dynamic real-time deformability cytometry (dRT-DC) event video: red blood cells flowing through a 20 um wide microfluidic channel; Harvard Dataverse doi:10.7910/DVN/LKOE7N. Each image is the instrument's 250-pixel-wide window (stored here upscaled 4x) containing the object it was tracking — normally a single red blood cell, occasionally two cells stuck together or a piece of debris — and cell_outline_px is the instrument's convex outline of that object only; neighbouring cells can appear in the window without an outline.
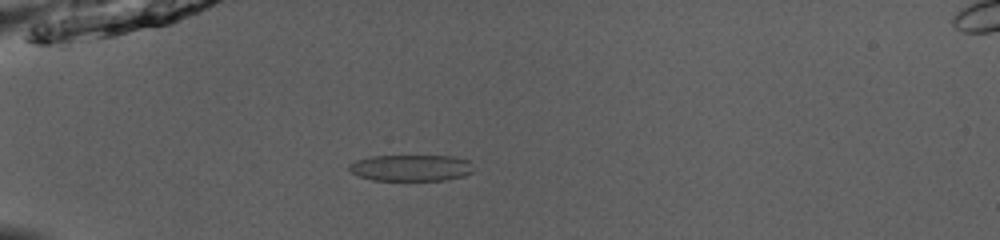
{"species": "common noctule bat (a hibernating species)", "species_latin": "Nyctalus noctula", "temperature_condition": "room temperature", "stored_images_in_passage": 52, "camera_frame_rate_fps": 3000, "um_per_image_px": 0.085, "animal": {"sex": "male", "body_mass_g": 13.0, "forearm_length_mm": 53.1}, "frame": {"image": 1, "passage_image": 16, "time_ms": 5.0, "image_size_px": [1000, 240], "cell_outline_px": [[472, 172], [464, 176], [444, 180], [372, 180], [360, 176], [352, 172], [348, 168], [348, 164], [356, 160], [372, 156], [456, 156], [468, 160]], "centroid_in_image_um": [34.92, 14.26], "position_along_channel_um": 50.1, "area_um2": 19.02}}
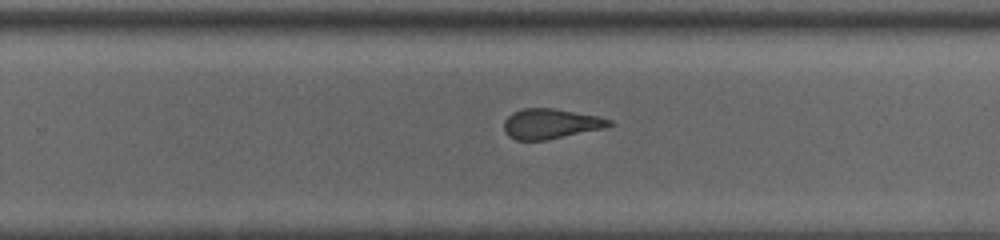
{"frame": {"image": 2, "passage_image": 35, "time_ms": 11.333, "image_size_px": [1000, 240], "cell_outline_px": [[616, 124], [604, 128], [548, 140], [516, 140], [508, 136], [504, 132], [504, 120], [512, 112], [524, 108], [556, 108], [596, 116], [612, 120]], "centroid_in_image_um": [46.8, 10.52], "position_along_channel_um": 283.0, "area_um2": 18.61}}
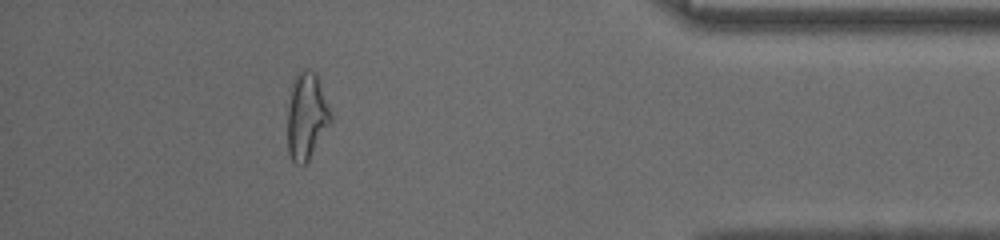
{"frame": {"image": 3, "passage_image": 47, "time_ms": 15.333, "image_size_px": [1000, 240], "cell_outline_px": [[332, 120], [308, 160], [304, 164], [296, 164], [292, 160], [288, 152], [288, 108], [292, 80], [304, 68], [308, 68], [316, 72], [332, 116]], "centroid_in_image_um": [26.05, 9.84], "position_along_channel_um": 409.2, "area_um2": 21.62}, "authors_computed_cell_mechanics": {"area_um2": 20.5479, "velocity_mm_per_s": 3.9813, "shape_relaxation_time_tau1_ms": null, "shape_relaxation_time_tau2_ms": 0.9274, "deformation_change_tau1": null, "deformation_change_tau2": 0.0966}}